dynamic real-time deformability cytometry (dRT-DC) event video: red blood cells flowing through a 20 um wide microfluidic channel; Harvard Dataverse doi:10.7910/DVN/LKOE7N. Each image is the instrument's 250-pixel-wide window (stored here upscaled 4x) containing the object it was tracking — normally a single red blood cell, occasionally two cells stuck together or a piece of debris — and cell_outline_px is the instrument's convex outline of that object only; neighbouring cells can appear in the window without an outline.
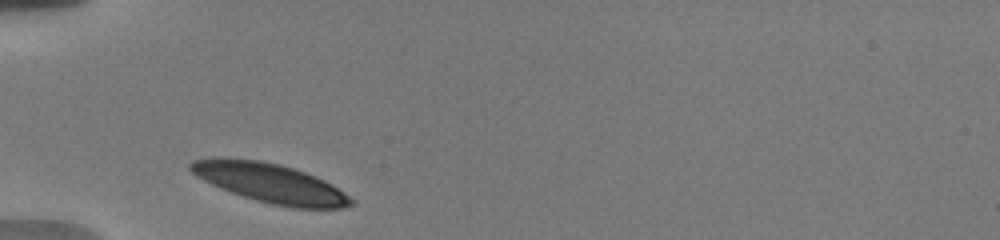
{"species": "human", "species_latin": "Homo sapiens", "temperature_condition": "warm", "stored_images_in_passage": 52, "camera_frame_rate_fps": 3000, "um_per_image_px": 0.085, "donor": {"sex": "male"}, "frame": {"image": 1, "passage_image": 1, "time_ms": 0.0, "image_size_px": [1000, 240], "cell_outline_px": [[356, 204], [340, 208], [292, 208], [272, 204], [256, 200], [232, 192], [212, 184], [196, 176], [188, 168], [188, 164], [192, 160], [216, 156], [260, 160], [280, 164], [316, 176], [332, 184], [356, 200]], "centroid_in_image_um": [22.97, 15.54], "position_along_channel_um": 62.0, "area_um2": 36.93}}
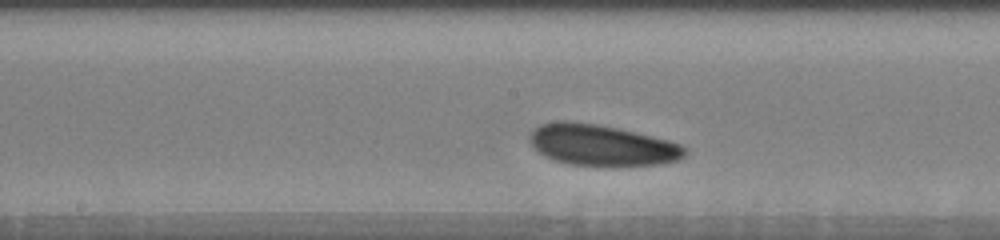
{"frame": {"image": 2, "passage_image": 22, "time_ms": 4.0, "image_size_px": [1000, 240], "cell_outline_px": [[688, 152], [680, 160], [660, 164], [604, 168], [568, 164], [556, 160], [532, 148], [528, 140], [528, 136], [540, 124], [556, 120], [568, 120], [596, 124], [616, 128], [668, 140], [680, 144]], "centroid_in_image_um": [51.14, 12.37], "position_along_channel_um": 197.1, "area_um2": 37.8}}
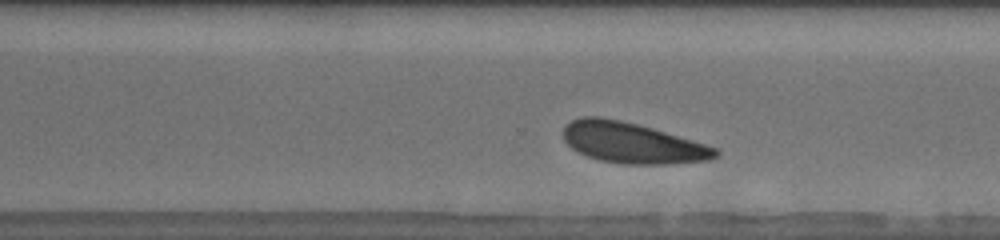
{"frame": {"image": 3, "passage_image": 44, "time_ms": 7.333, "image_size_px": [1000, 240], "cell_outline_px": [[720, 156], [708, 160], [672, 164], [620, 164], [600, 160], [588, 156], [572, 148], [564, 140], [564, 128], [572, 120], [584, 116], [600, 116], [620, 120], [652, 128], [692, 140], [716, 148], [720, 152]], "centroid_in_image_um": [53.76, 12.15], "position_along_channel_um": 316.8, "area_um2": 35.89}}